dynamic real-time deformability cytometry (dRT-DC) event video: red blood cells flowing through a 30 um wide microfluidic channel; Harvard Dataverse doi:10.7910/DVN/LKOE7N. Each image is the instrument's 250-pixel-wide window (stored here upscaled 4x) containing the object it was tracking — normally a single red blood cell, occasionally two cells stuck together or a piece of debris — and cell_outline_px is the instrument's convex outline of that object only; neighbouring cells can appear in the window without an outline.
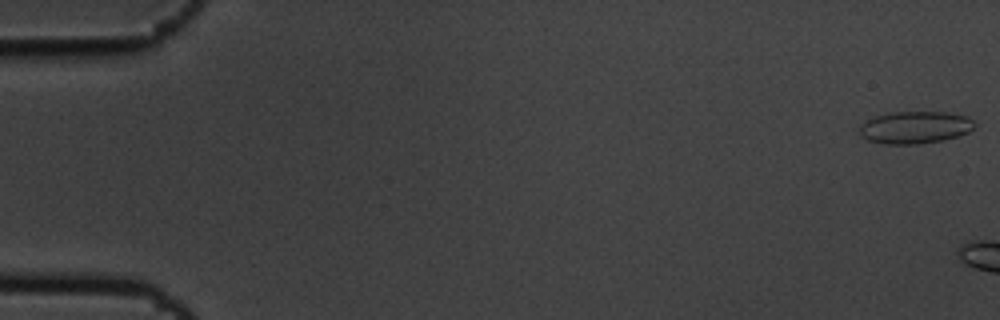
{"species": "common noctule bat (a hibernating species)", "species_latin": "Nyctalus noctula", "temperature_condition": "cold", "stored_images_in_passage": 6, "camera_frame_rate_fps": 3000, "um_per_image_px": 0.085, "animal": {"sex": "male", "body_mass_g": 19.5, "forearm_length_mm": 54.6}, "frame": {"image": 1, "passage_image": 1, "time_ms": 0.0, "image_size_px": [1000, 320], "cell_outline_px": [[976, 124], [968, 132], [944, 140], [920, 144], [884, 144], [868, 140], [860, 136], [860, 124], [876, 116], [892, 112], [948, 112], [968, 116]], "centroid_in_image_um": [77.78, 10.83], "position_along_channel_um": 7.2, "area_um2": 21.68}}
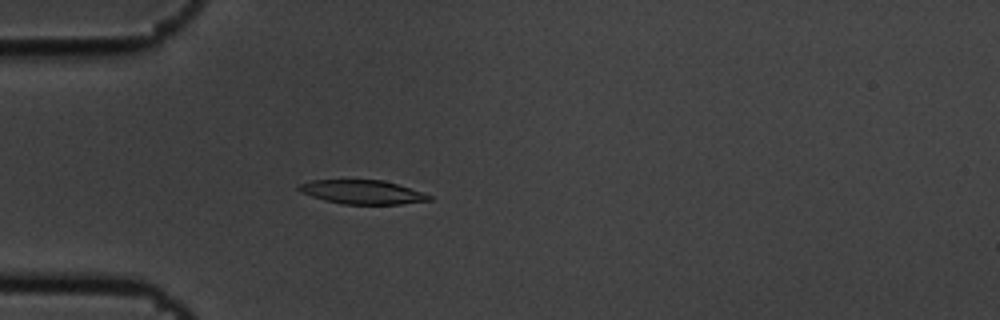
{"frame": {"image": 2, "passage_image": 6, "time_ms": 1.667, "image_size_px": [1000, 320], "cell_outline_px": [[432, 200], [400, 204], [344, 204], [324, 200], [300, 192], [296, 188], [300, 184], [312, 180], [384, 180], [432, 196]], "centroid_in_image_um": [30.76, 16.33], "position_along_channel_um": 54.2, "area_um2": 17.92}}